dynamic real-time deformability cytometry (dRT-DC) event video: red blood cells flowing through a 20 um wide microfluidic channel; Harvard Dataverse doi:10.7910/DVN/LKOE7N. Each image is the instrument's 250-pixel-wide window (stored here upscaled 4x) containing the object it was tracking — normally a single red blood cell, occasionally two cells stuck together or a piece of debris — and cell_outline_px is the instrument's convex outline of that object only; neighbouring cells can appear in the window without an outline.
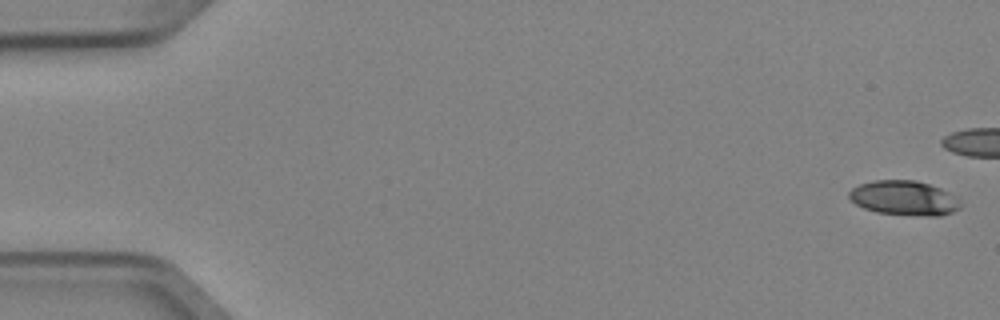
{"species": "Egyptian fruit bat (a non-hibernating species)", "species_latin": "Rousettus aegyptiacus", "temperature_condition": "cold", "stored_images_in_passage": 6, "camera_frame_rate_fps": 3000, "um_per_image_px": 0.085, "animal": {"sex": "female"}, "frame": {"image": 1, "passage_image": 1, "time_ms": 0.0, "image_size_px": [1000, 320], "cell_outline_px": [[960, 208], [952, 212], [940, 216], [924, 216], [876, 212], [864, 208], [856, 204], [848, 196], [848, 192], [852, 188], [860, 184], [872, 180], [916, 180], [940, 188], [956, 196], [960, 200]], "centroid_in_image_um": [76.86, 16.83], "position_along_channel_um": 8.1, "area_um2": 22.48}}